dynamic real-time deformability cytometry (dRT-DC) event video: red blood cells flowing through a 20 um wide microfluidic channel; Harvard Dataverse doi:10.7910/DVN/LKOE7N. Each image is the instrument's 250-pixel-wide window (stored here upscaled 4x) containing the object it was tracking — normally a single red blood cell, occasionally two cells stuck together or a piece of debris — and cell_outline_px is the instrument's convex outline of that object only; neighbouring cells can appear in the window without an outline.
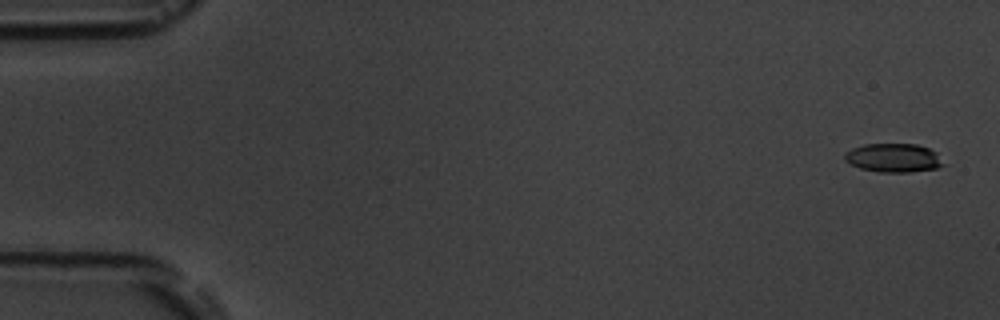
{"species": "common noctule bat (a hibernating species)", "species_latin": "Nyctalus noctula", "temperature_condition": "room temperature", "stored_images_in_passage": 8, "camera_frame_rate_fps": 3000, "um_per_image_px": 0.085, "animal": {"sex": "male", "body_mass_g": 19.5, "forearm_length_mm": 54.6}, "frame": {"image": 1, "passage_image": 1, "time_ms": 0.0, "image_size_px": [1000, 320], "cell_outline_px": [[948, 164], [936, 168], [908, 172], [880, 172], [860, 168], [848, 164], [844, 160], [844, 152], [852, 148], [864, 144], [916, 144], [928, 148], [936, 152]], "centroid_in_image_um": [75.95, 13.42], "position_along_channel_um": 9.1, "area_um2": 16.76}}
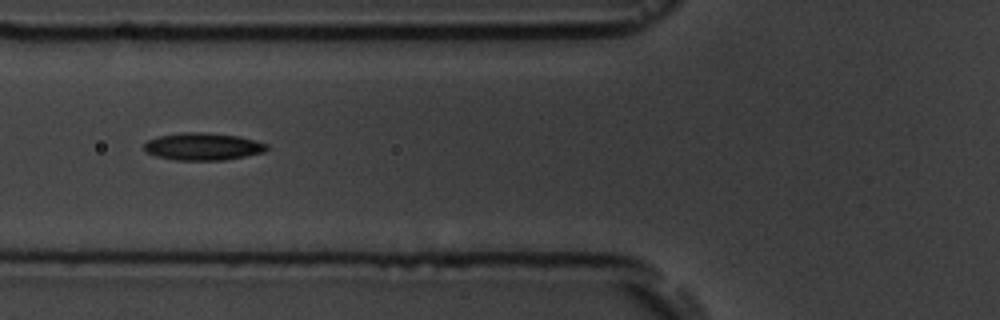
{"frame": {"image": 2, "passage_image": 7, "time_ms": 6.667, "image_size_px": [1000, 320], "cell_outline_px": [[268, 148], [264, 152], [224, 160], [176, 160], [156, 156], [144, 152], [144, 144], [148, 140], [160, 136], [180, 132], [204, 132], [236, 136], [268, 144]], "centroid_in_image_um": [17.2, 12.46], "position_along_channel_um": 108.6, "area_um2": 19.42}}
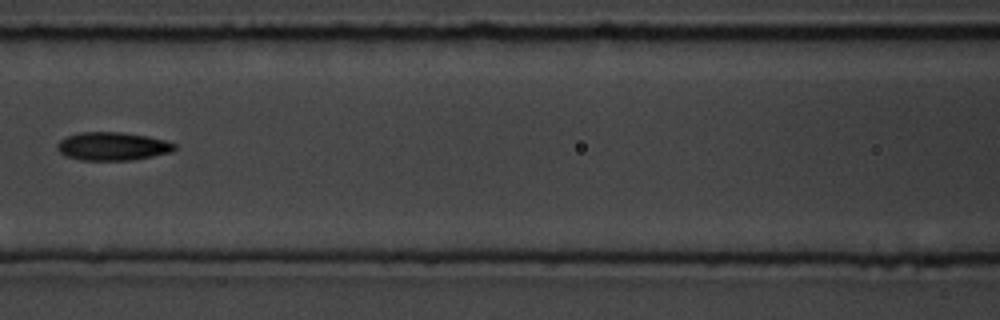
{"frame": {"image": 3, "passage_image": 8, "time_ms": 8.0, "image_size_px": [1000, 320], "cell_outline_px": [[176, 148], [172, 152], [132, 160], [80, 160], [68, 156], [60, 152], [56, 148], [56, 144], [60, 140], [68, 136], [80, 132], [120, 132], [148, 136], [164, 140], [176, 144]], "centroid_in_image_um": [9.57, 12.43], "position_along_channel_um": 157.0, "area_um2": 19.25}}